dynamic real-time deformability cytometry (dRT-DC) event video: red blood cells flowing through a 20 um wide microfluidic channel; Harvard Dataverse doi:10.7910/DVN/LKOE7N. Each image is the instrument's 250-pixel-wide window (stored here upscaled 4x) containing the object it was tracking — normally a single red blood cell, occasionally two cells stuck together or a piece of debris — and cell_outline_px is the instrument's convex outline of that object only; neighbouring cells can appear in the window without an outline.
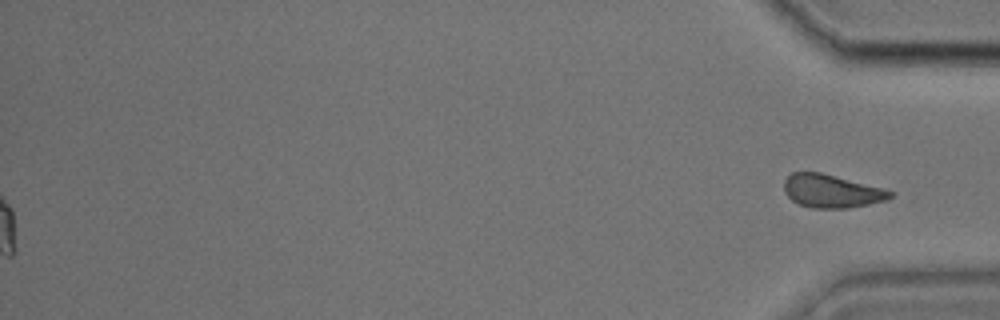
{"species": "common noctule bat (a hibernating species)", "species_latin": "Nyctalus noctula", "temperature_condition": "cold", "stored_images_in_passage": 31, "segment_of_instrument_passage": [2, 2], "camera_frame_rate_fps": 3000, "um_per_image_px": 0.085, "animal": {"sex": "male", "body_mass_g": 17.9, "forearm_length_mm": 54.2}, "frame": {"image": 1, "passage_image": 31, "time_ms": 10.0, "image_size_px": [1000, 320], "cell_outline_px": [[892, 196], [888, 200], [848, 208], [812, 208], [800, 204], [792, 200], [784, 192], [784, 180], [792, 172], [820, 172], [884, 188], [892, 192]], "centroid_in_image_um": [70.68, 16.24], "position_along_channel_um": 364.5, "area_um2": 20.46}}